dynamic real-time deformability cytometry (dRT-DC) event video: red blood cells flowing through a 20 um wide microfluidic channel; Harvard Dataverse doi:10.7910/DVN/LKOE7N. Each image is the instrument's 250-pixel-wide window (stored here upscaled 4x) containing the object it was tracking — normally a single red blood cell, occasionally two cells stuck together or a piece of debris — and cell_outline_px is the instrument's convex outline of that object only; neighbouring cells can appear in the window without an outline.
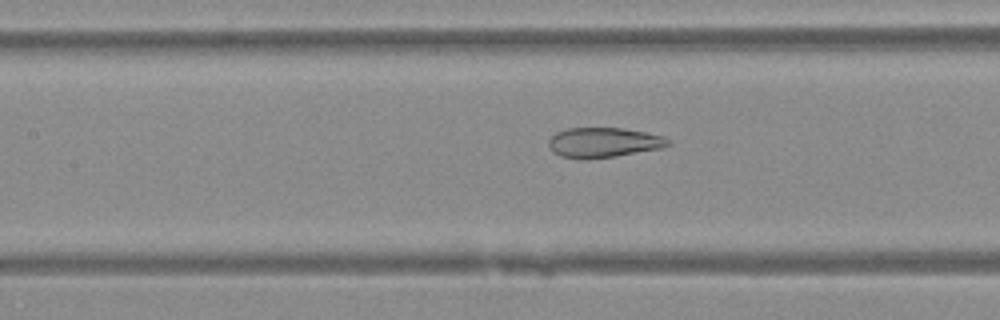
{"species": "Egyptian fruit bat (a non-hibernating species)", "species_latin": "Rousettus aegyptiacus", "temperature_condition": "warm", "stored_images_in_passage": 34, "camera_frame_rate_fps": 3000, "um_per_image_px": 0.085, "animal": {"sex": "female"}, "frame": {"image": 1, "passage_image": 8, "time_ms": 2.333, "image_size_px": [1000, 320], "cell_outline_px": [[672, 144], [660, 148], [616, 156], [588, 160], [580, 160], [560, 156], [552, 152], [548, 144], [548, 140], [556, 132], [568, 128], [624, 128], [664, 136], [672, 140]], "centroid_in_image_um": [51.29, 12.12], "position_along_channel_um": 156.1, "area_um2": 21.15}}
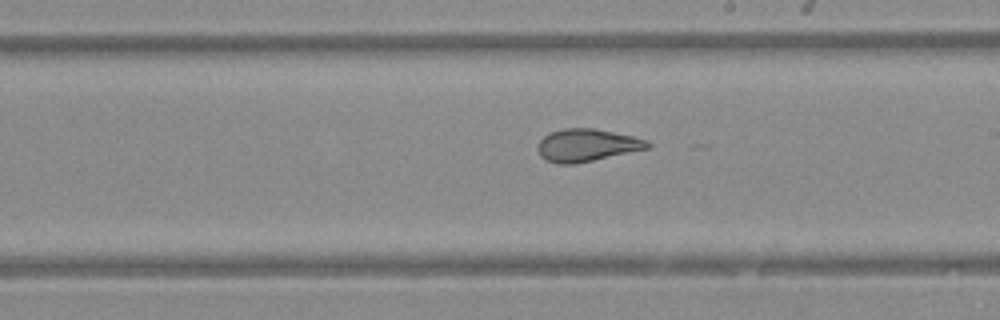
{"frame": {"image": 2, "passage_image": 14, "time_ms": 4.333, "image_size_px": [1000, 320], "cell_outline_px": [[652, 148], [572, 164], [556, 164], [544, 160], [540, 156], [540, 140], [544, 136], [552, 132], [564, 128], [592, 128], [632, 136], [648, 140], [652, 144]], "centroid_in_image_um": [49.93, 12.35], "position_along_channel_um": 239.1, "area_um2": 20.63}}
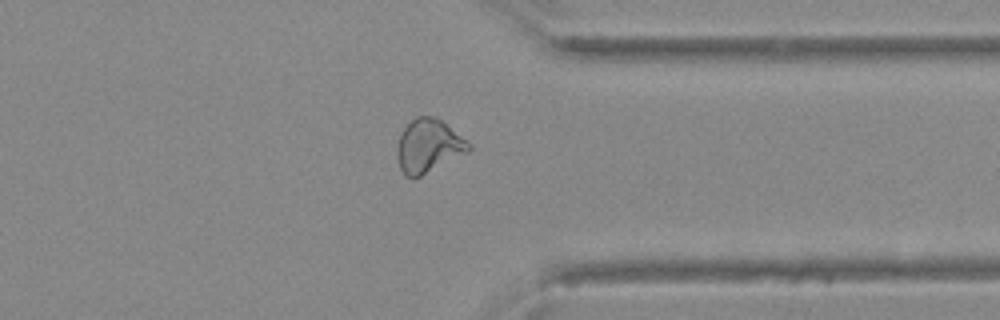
{"frame": {"image": 3, "passage_image": 24, "time_ms": 7.667, "image_size_px": [1000, 320], "cell_outline_px": [[472, 148], [468, 152], [412, 180], [404, 176], [400, 168], [396, 156], [396, 148], [400, 136], [404, 128], [416, 116], [436, 116], [472, 144]], "centroid_in_image_um": [36.4, 12.42], "position_along_channel_um": 375.0, "area_um2": 22.37}}